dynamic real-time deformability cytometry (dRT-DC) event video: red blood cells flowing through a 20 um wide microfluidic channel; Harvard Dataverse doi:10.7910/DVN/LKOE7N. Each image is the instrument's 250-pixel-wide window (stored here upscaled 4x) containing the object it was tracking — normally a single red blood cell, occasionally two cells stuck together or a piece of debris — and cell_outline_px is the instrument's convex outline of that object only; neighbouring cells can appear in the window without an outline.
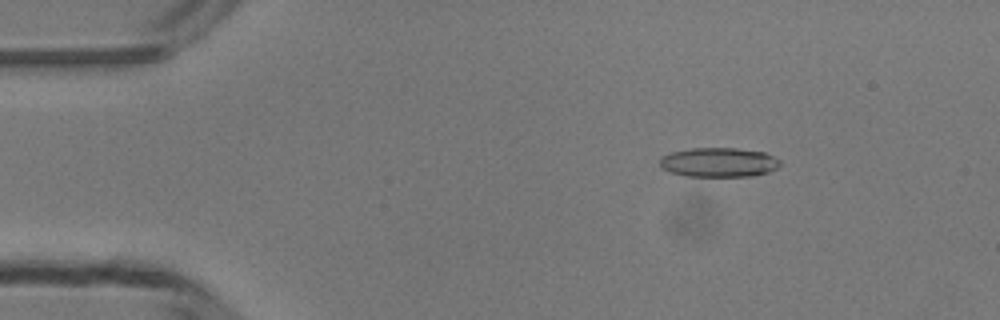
{"species": "common noctule bat (a hibernating species)", "species_latin": "Nyctalus noctula", "temperature_condition": "room temperature", "stored_images_in_passage": 46, "camera_frame_rate_fps": 3000, "um_per_image_px": 0.085, "animal": {"sex": "male", "body_mass_g": 13.3}, "frame": {"image": 1, "passage_image": 4, "time_ms": 1.0, "image_size_px": [1000, 320], "cell_outline_px": [[780, 164], [776, 168], [768, 172], [752, 176], [684, 176], [660, 168], [660, 156], [672, 152], [692, 148], [736, 148], [764, 152], [780, 160]], "centroid_in_image_um": [61.07, 13.8], "position_along_channel_um": 23.9, "area_um2": 20.58}}
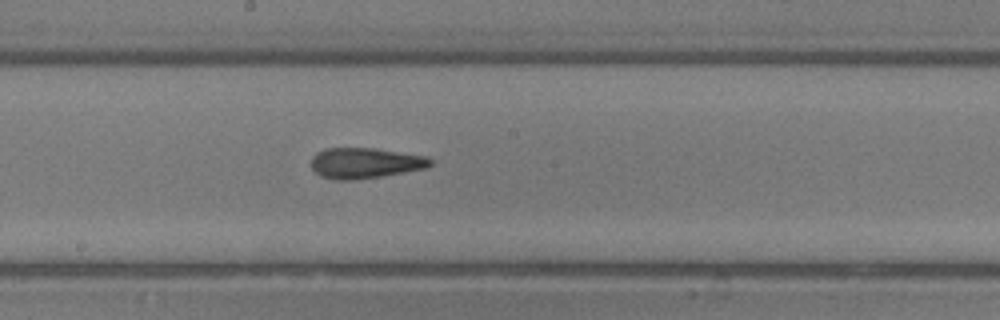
{"frame": {"image": 2, "passage_image": 23, "time_ms": 7.333, "image_size_px": [1000, 320], "cell_outline_px": [[432, 164], [428, 168], [380, 176], [352, 180], [336, 180], [320, 176], [312, 168], [312, 156], [316, 152], [324, 148], [376, 148], [428, 156], [432, 160]], "centroid_in_image_um": [31.05, 13.85], "position_along_channel_um": 217.2, "area_um2": 21.39}}
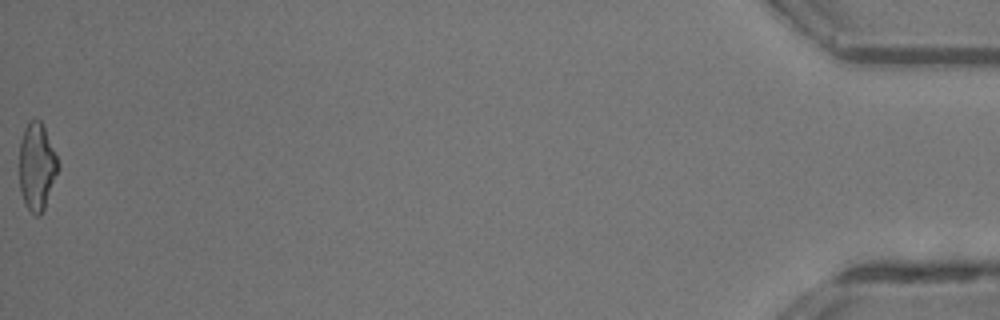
{"frame": {"image": 3, "passage_image": 46, "time_ms": 15.0, "image_size_px": [1000, 320], "cell_outline_px": [[60, 168], [44, 208], [40, 216], [36, 216], [24, 204], [20, 188], [20, 140], [24, 128], [28, 120], [40, 120], [44, 128], [60, 164]], "centroid_in_image_um": [3.13, 14.17], "position_along_channel_um": 432.1, "area_um2": 19.65}, "authors_computed_cell_mechanics": {"area_um2": 20.8658, "velocity_mm_per_s": 4.1946, "shape_relaxation_time_tau1_ms": 5.294, "shape_relaxation_time_tau2_ms": 2.5142, "deformation_change_tau1": 0.2021, "deformation_change_tau2": 0.1322}}